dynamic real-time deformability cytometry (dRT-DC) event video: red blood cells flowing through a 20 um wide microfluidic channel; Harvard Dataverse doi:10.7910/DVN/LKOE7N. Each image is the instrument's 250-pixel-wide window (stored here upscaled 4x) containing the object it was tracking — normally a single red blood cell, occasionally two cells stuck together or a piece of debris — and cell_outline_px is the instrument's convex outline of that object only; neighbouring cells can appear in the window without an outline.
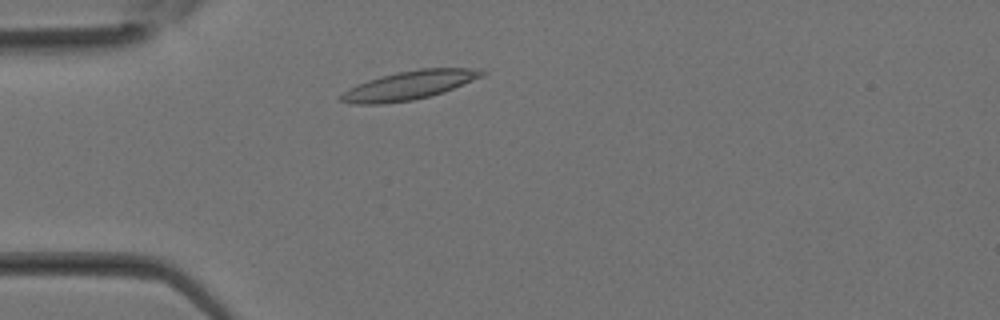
{"species": "Egyptian fruit bat (a non-hibernating species)", "species_latin": "Rousettus aegyptiacus", "temperature_condition": "room temperature", "stored_images_in_passage": 28, "camera_frame_rate_fps": 3000, "um_per_image_px": 0.085, "animal": {"sex": "female"}, "frame": {"image": 1, "passage_image": 4, "time_ms": 1.0, "image_size_px": [1000, 320], "cell_outline_px": [[488, 72], [484, 76], [444, 92], [412, 100], [380, 104], [356, 104], [340, 100], [340, 96], [348, 88], [356, 84], [380, 76], [420, 68], [484, 68]], "centroid_in_image_um": [34.85, 7.23], "position_along_channel_um": 50.2, "area_um2": 23.58}}
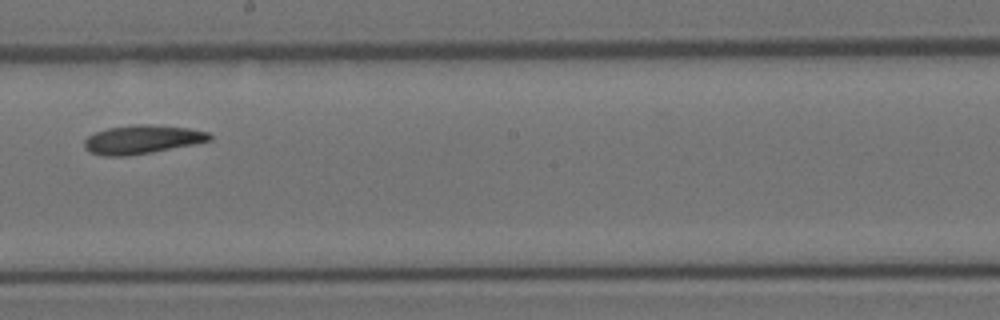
{"frame": {"image": 2, "passage_image": 14, "time_ms": 4.333, "image_size_px": [1000, 320], "cell_outline_px": [[212, 140], [152, 152], [128, 156], [104, 156], [88, 152], [84, 148], [84, 140], [88, 136], [96, 132], [108, 128], [136, 124], [148, 124], [188, 128], [208, 132], [212, 136]], "centroid_in_image_um": [12.04, 11.86], "position_along_channel_um": 236.2, "area_um2": 20.87}}
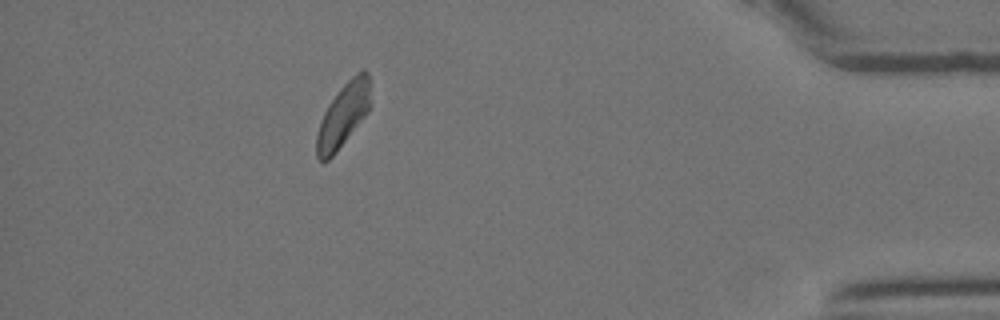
{"frame": {"image": 3, "passage_image": 25, "time_ms": 8.0, "image_size_px": [1000, 320], "cell_outline_px": [[372, 104], [368, 112], [332, 156], [328, 160], [320, 160], [316, 156], [316, 136], [320, 120], [328, 104], [340, 88], [356, 72], [364, 68], [368, 72]], "centroid_in_image_um": [29.19, 9.73], "position_along_channel_um": 406.0, "area_um2": 20.0}}